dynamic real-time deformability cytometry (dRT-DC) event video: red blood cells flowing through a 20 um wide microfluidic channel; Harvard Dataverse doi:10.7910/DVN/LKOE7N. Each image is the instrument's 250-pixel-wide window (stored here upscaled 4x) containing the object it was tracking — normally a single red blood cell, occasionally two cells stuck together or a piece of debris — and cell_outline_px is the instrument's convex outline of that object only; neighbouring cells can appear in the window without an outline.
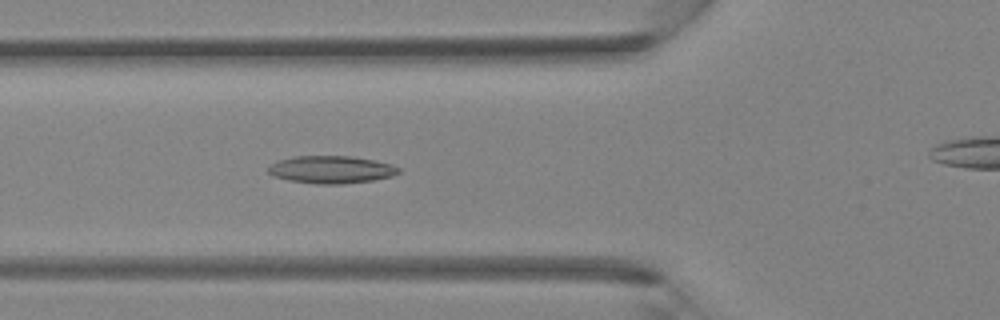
{"species": "Egyptian fruit bat (a non-hibernating species)", "species_latin": "Rousettus aegyptiacus", "temperature_condition": "room temperature", "stored_images_in_passage": 42, "camera_frame_rate_fps": 3000, "um_per_image_px": 0.085, "animal": {"sex": "female"}, "frame": {"image": 1, "passage_image": 15, "time_ms": 4.667, "image_size_px": [1000, 320], "cell_outline_px": [[400, 172], [392, 176], [372, 180], [344, 184], [316, 184], [288, 180], [272, 176], [268, 172], [268, 168], [276, 160], [292, 156], [352, 156], [392, 164], [400, 168]], "centroid_in_image_um": [28.13, 14.41], "position_along_channel_um": 97.7, "area_um2": 21.04}}
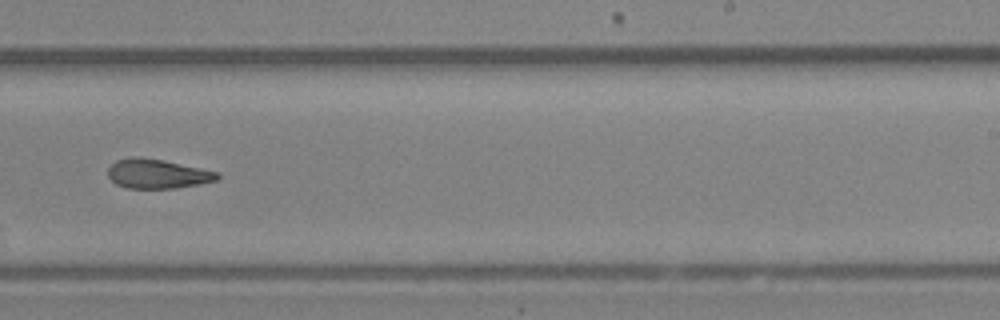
{"frame": {"image": 2, "passage_image": 26, "time_ms": 8.333, "image_size_px": [1000, 320], "cell_outline_px": [[220, 176], [216, 180], [200, 184], [176, 188], [128, 188], [116, 184], [108, 176], [108, 168], [116, 160], [132, 156], [136, 156], [164, 160], [220, 172]], "centroid_in_image_um": [13.39, 14.76], "position_along_channel_um": 275.6, "area_um2": 18.79}}
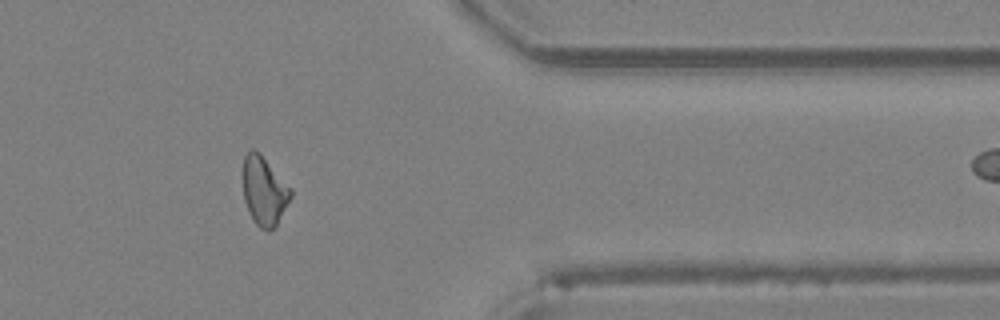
{"frame": {"image": 3, "passage_image": 34, "time_ms": 11.0, "image_size_px": [1000, 320], "cell_outline_px": [[292, 196], [276, 228], [268, 232], [260, 228], [252, 220], [244, 200], [244, 156], [252, 148], [260, 152], [292, 188]], "centroid_in_image_um": [22.49, 16.26], "position_along_channel_um": 388.9, "area_um2": 19.42}}